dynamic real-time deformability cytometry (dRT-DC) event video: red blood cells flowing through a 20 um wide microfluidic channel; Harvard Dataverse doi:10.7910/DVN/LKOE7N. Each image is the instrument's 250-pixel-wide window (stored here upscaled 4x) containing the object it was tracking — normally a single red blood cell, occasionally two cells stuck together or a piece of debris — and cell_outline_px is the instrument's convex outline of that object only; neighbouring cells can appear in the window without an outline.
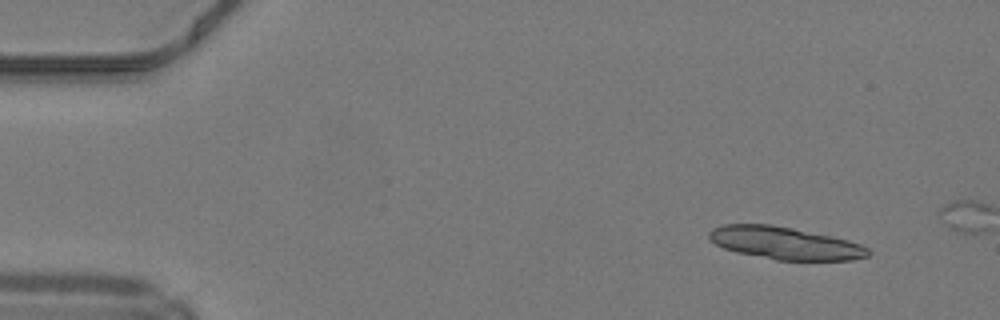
{"species": "common noctule bat (a hibernating species)", "species_latin": "Nyctalus noctula", "temperature_condition": "warm", "stored_images_in_passage": 10, "camera_frame_rate_fps": 3000, "um_per_image_px": 0.085, "animal": {"sex": "male", "body_mass_g": 19.2, "forearm_length_mm": 51.8}, "frame": {"image": 1, "passage_image": 1, "time_ms": 0.0, "image_size_px": [1000, 320], "cell_outline_px": [[872, 252], [868, 256], [852, 260], [776, 260], [736, 252], [724, 248], [716, 244], [708, 236], [708, 232], [712, 228], [724, 224], [772, 224], [832, 236], [848, 240], [860, 244], [868, 248]], "centroid_in_image_um": [66.72, 20.66], "position_along_channel_um": 18.3, "area_um2": 30.11}}